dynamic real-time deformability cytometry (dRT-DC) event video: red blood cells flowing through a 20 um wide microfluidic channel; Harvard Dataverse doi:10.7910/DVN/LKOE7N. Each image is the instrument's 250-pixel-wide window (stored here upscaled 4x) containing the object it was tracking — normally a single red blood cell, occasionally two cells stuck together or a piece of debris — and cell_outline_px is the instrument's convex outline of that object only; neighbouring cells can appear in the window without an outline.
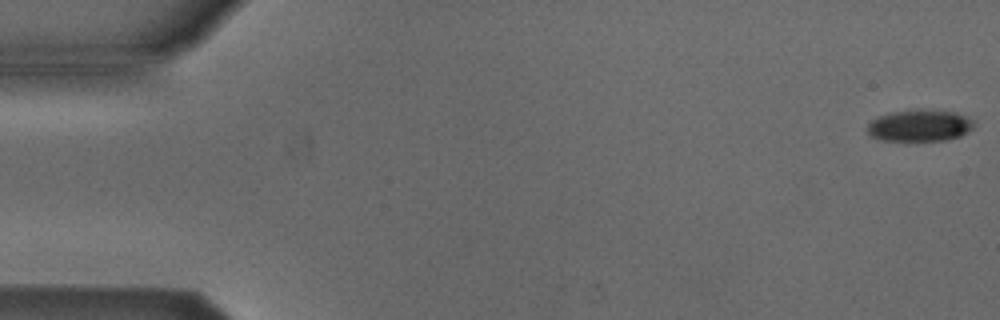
{"species": "Egyptian fruit bat (a non-hibernating species)", "species_latin": "Rousettus aegyptiacus", "temperature_condition": "cold", "stored_images_in_passage": 53, "camera_frame_rate_fps": 3000, "um_per_image_px": 0.085, "animal": {"sex": "male"}, "frame": {"image": 1, "passage_image": 1, "time_ms": 0.0, "image_size_px": [1000, 320], "cell_outline_px": [[976, 124], [972, 128], [960, 136], [944, 140], [880, 140], [872, 136], [868, 132], [868, 124], [872, 120], [880, 116], [892, 112], [916, 108], [924, 108], [956, 112], [976, 120]], "centroid_in_image_um": [78.22, 10.64], "position_along_channel_um": 6.8, "area_um2": 19.88}}
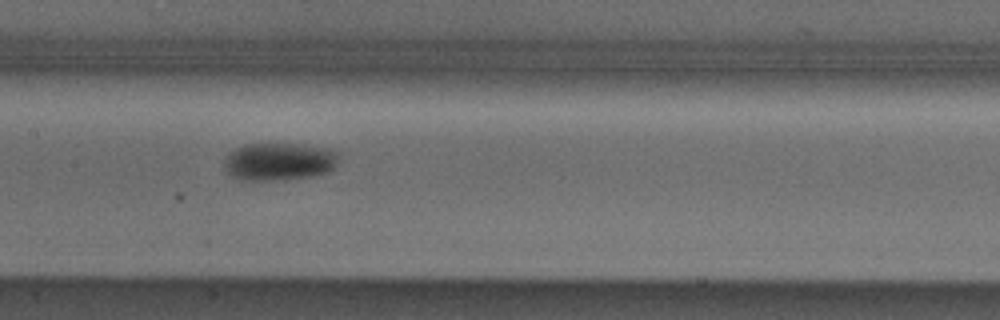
{"frame": {"image": 2, "passage_image": 26, "time_ms": 8.333, "image_size_px": [1000, 320], "cell_outline_px": [[340, 152], [336, 164], [328, 172], [316, 176], [284, 180], [240, 180], [232, 176], [228, 172], [224, 164], [224, 160], [228, 152], [244, 144], [296, 144], [324, 148]], "centroid_in_image_um": [23.72, 13.74], "position_along_channel_um": 183.7, "area_um2": 25.32}}
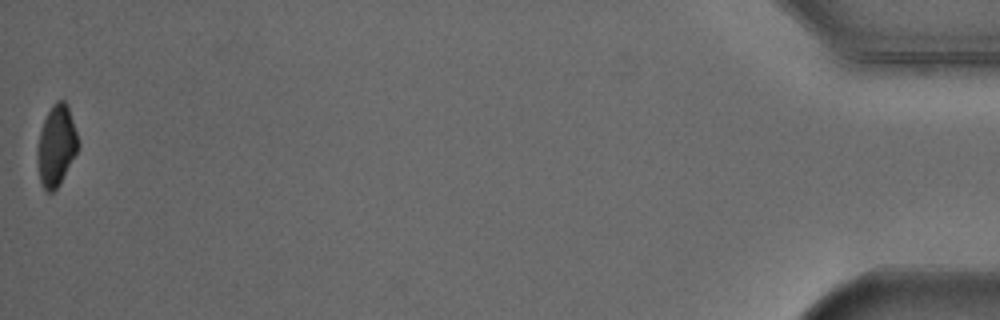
{"frame": {"image": 3, "passage_image": 53, "time_ms": 17.333, "image_size_px": [1000, 320], "cell_outline_px": [[80, 148], [60, 184], [52, 192], [48, 192], [44, 188], [40, 180], [36, 156], [36, 152], [40, 132], [44, 120], [52, 104], [56, 100], [64, 100], [68, 104], [80, 144]], "centroid_in_image_um": [4.81, 12.37], "position_along_channel_um": 430.4, "area_um2": 19.42}, "authors_computed_cell_mechanics": {"area_um2": 22.4264, "velocity_mm_per_s": 3.8838, "shape_relaxation_time_tau1_ms": 1.9802, "shape_relaxation_time_tau2_ms": null, "deformation_change_tau1": 0.0688, "deformation_change_tau2": null}}